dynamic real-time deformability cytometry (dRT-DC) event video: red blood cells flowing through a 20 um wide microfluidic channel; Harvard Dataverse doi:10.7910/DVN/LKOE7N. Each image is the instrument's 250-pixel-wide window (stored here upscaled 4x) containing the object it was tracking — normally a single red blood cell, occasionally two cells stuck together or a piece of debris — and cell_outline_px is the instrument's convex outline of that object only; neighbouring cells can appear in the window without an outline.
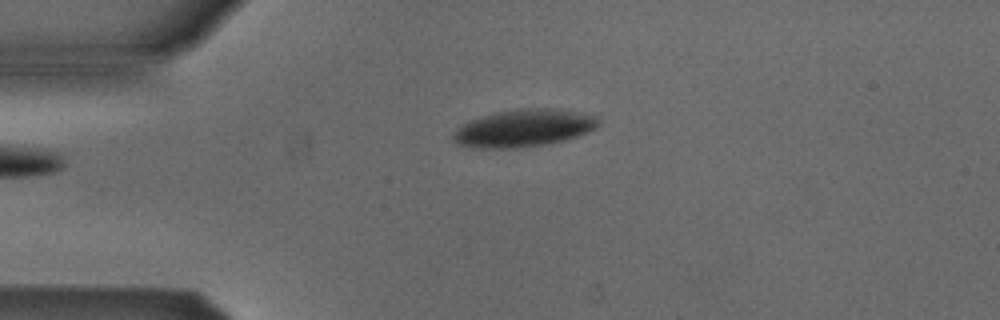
{"species": "Egyptian fruit bat (a non-hibernating species)", "species_latin": "Rousettus aegyptiacus", "temperature_condition": "cold", "stored_images_in_passage": 4, "camera_frame_rate_fps": 3000, "um_per_image_px": 0.085, "animal": {"sex": "male"}, "frame": {"image": 1, "passage_image": 4, "time_ms": 1.0, "image_size_px": [1000, 320], "cell_outline_px": [[600, 124], [584, 132], [560, 140], [540, 144], [516, 148], [476, 148], [456, 144], [452, 136], [452, 132], [468, 120], [496, 112], [520, 108], [560, 108], [596, 116], [600, 120]], "centroid_in_image_um": [44.44, 10.87], "position_along_channel_um": 40.6, "area_um2": 31.27}}